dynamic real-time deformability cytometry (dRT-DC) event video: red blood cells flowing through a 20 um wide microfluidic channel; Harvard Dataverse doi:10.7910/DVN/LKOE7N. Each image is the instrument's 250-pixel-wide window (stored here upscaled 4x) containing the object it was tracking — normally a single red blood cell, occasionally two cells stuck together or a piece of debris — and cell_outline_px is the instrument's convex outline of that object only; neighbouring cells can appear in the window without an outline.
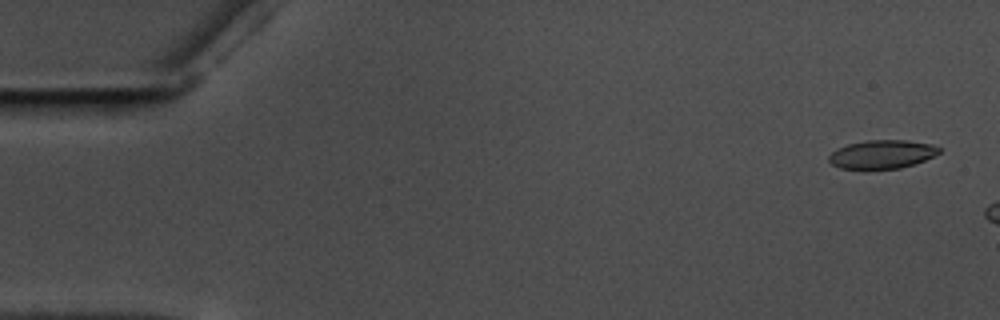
{"species": "common noctule bat (a hibernating species)", "species_latin": "Nyctalus noctula", "temperature_condition": "warm", "stored_images_in_passage": 46, "camera_frame_rate_fps": 3000, "um_per_image_px": 0.085, "animal": {"sex": "male", "body_mass_g": 17.5, "forearm_length_mm": 52.3}, "frame": {"image": 1, "passage_image": 3, "time_ms": 0.667, "image_size_px": [1000, 320], "cell_outline_px": [[940, 152], [924, 160], [900, 168], [840, 168], [832, 164], [828, 160], [828, 156], [836, 148], [848, 144], [868, 140], [904, 140], [932, 144], [940, 148]], "centroid_in_image_um": [74.94, 13.1], "position_along_channel_um": 10.1, "area_um2": 18.03}}
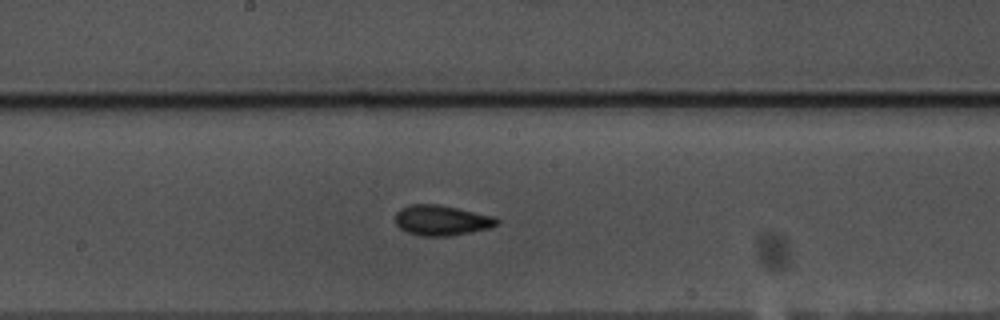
{"frame": {"image": 2, "passage_image": 19, "time_ms": 6.0, "image_size_px": [1000, 320], "cell_outline_px": [[500, 220], [492, 228], [448, 236], [420, 236], [408, 232], [400, 228], [396, 224], [396, 212], [400, 208], [412, 204], [436, 204], [456, 208], [492, 216]], "centroid_in_image_um": [37.51, 18.73], "position_along_channel_um": 210.7, "area_um2": 17.74}}
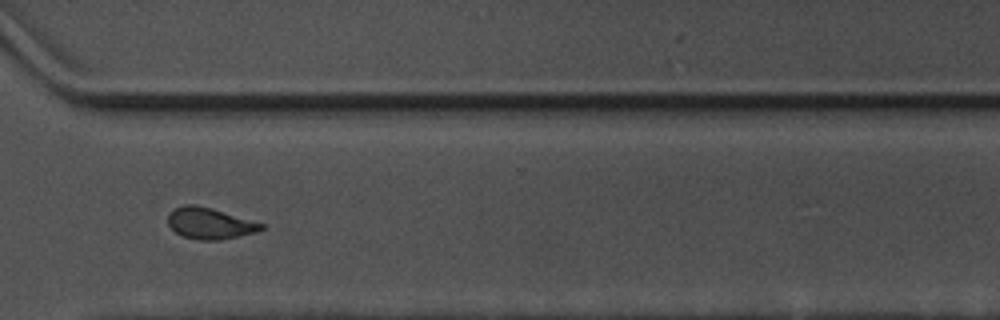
{"frame": {"image": 3, "passage_image": 31, "time_ms": 10.0, "image_size_px": [1000, 320], "cell_outline_px": [[264, 228], [256, 232], [220, 240], [200, 240], [184, 236], [176, 232], [168, 224], [168, 212], [176, 208], [188, 204], [192, 204], [212, 208], [264, 224]], "centroid_in_image_um": [17.82, 18.98], "position_along_channel_um": 352.8, "area_um2": 16.76}, "authors_computed_cell_mechanics": {"area_um2": 16.9932, "velocity_mm_per_s": 3.5476, "shape_relaxation_time_tau1_ms": 3.9861, "shape_relaxation_time_tau2_ms": 2.1756, "deformation_change_tau1": 0.12, "deformation_change_tau2": 0.0701}}